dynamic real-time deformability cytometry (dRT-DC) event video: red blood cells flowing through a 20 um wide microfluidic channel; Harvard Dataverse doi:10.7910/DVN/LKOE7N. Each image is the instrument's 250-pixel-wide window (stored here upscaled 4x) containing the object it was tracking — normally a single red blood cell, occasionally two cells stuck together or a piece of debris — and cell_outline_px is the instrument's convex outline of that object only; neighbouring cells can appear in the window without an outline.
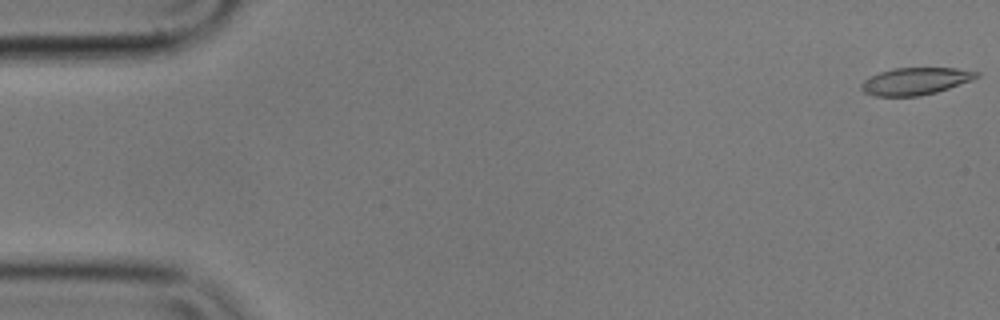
{"species": "common noctule bat (a hibernating species)", "species_latin": "Nyctalus noctula", "temperature_condition": "cold", "stored_images_in_passage": 56, "camera_frame_rate_fps": 3000, "um_per_image_px": 0.085, "animal": {"sex": "male", "body_mass_g": 17.9}, "frame": {"image": 1, "passage_image": 1, "time_ms": 0.0, "image_size_px": [1000, 320], "cell_outline_px": [[980, 76], [972, 80], [936, 92], [920, 96], [872, 96], [864, 92], [860, 88], [860, 84], [864, 80], [880, 72], [892, 68], [956, 68], [980, 72]], "centroid_in_image_um": [77.8, 6.9], "position_along_channel_um": 7.2, "area_um2": 18.26}}
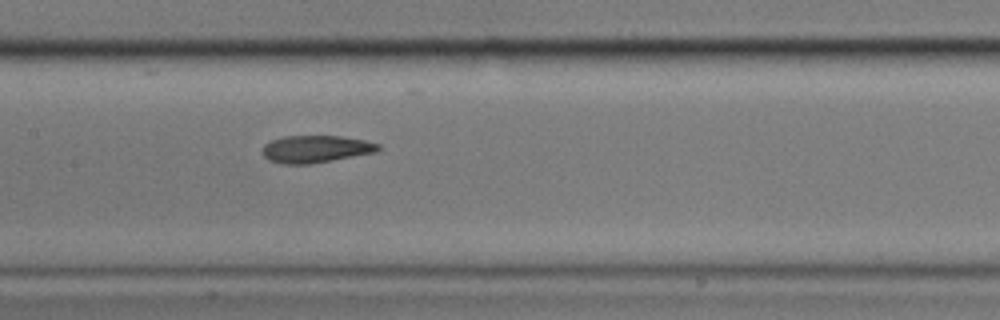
{"frame": {"image": 2, "passage_image": 27, "time_ms": 8.667, "image_size_px": [1000, 320], "cell_outline_px": [[380, 148], [376, 152], [312, 164], [280, 164], [268, 160], [260, 152], [264, 144], [272, 140], [284, 136], [340, 136], [364, 140], [380, 144]], "centroid_in_image_um": [26.8, 12.67], "position_along_channel_um": 180.6, "area_um2": 18.55}}
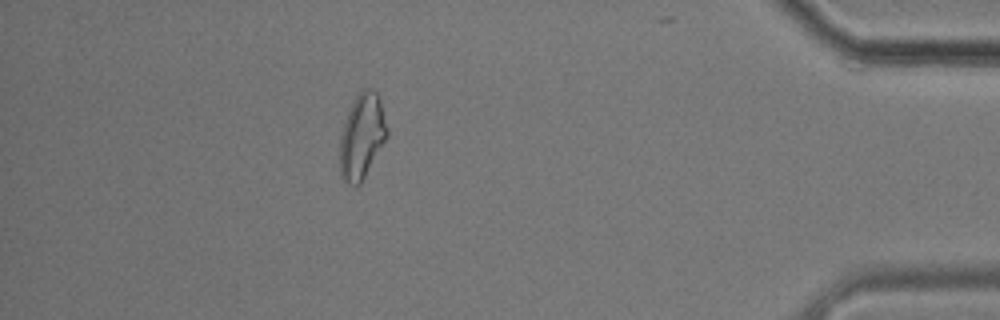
{"frame": {"image": 3, "passage_image": 50, "time_ms": 16.333, "image_size_px": [1000, 320], "cell_outline_px": [[388, 136], [360, 184], [356, 184], [344, 180], [340, 176], [340, 136], [344, 120], [356, 96], [364, 88], [372, 88], [380, 96], [388, 128]], "centroid_in_image_um": [30.78, 11.53], "position_along_channel_um": 404.4, "area_um2": 23.35}, "authors_computed_cell_mechanics": {"area_um2": 19.3919, "velocity_mm_per_s": 3.5401, "shape_relaxation_time_tau1_ms": null, "shape_relaxation_time_tau2_ms": 3.5428, "deformation_change_tau1": null, "deformation_change_tau2": 0.1162}}